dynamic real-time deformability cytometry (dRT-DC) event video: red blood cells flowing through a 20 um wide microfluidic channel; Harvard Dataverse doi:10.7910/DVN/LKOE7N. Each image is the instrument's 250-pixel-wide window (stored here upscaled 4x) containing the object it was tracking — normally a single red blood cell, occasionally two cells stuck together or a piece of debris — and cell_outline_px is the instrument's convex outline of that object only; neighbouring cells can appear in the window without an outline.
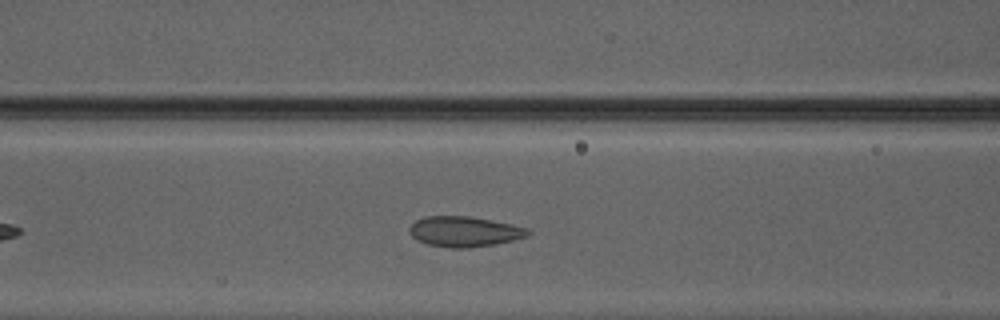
{"species": "Egyptian fruit bat (a non-hibernating species)", "species_latin": "Rousettus aegyptiacus", "temperature_condition": "warm", "stored_images_in_passage": 26, "camera_frame_rate_fps": 3000, "um_per_image_px": 0.085, "animal": {"sex": "male"}, "frame": {"image": 1, "passage_image": 10, "time_ms": 3.0, "image_size_px": [1000, 320], "cell_outline_px": [[532, 232], [528, 236], [496, 244], [468, 248], [452, 248], [428, 244], [412, 236], [408, 232], [408, 228], [416, 220], [424, 216], [468, 216], [512, 224], [524, 228]], "centroid_in_image_um": [39.46, 19.68], "position_along_channel_um": 127.1, "area_um2": 20.81}}
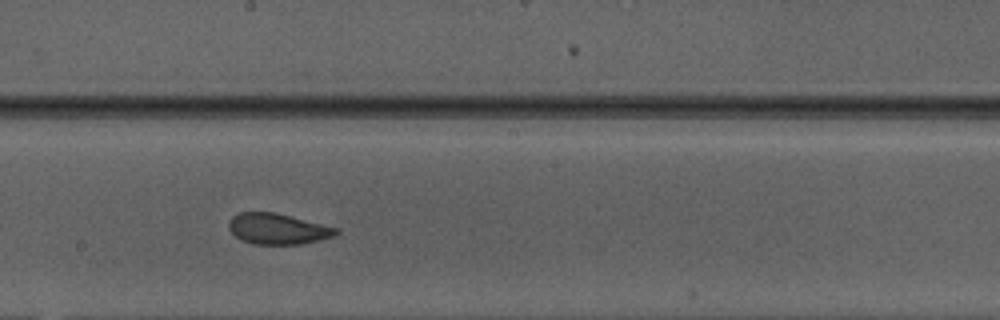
{"frame": {"image": 2, "passage_image": 17, "time_ms": 5.333, "image_size_px": [1000, 320], "cell_outline_px": [[340, 232], [332, 236], [320, 240], [300, 244], [252, 244], [240, 240], [228, 228], [228, 220], [232, 216], [240, 212], [276, 212], [340, 228]], "centroid_in_image_um": [23.6, 19.44], "position_along_channel_um": 224.6, "area_um2": 19.48}}
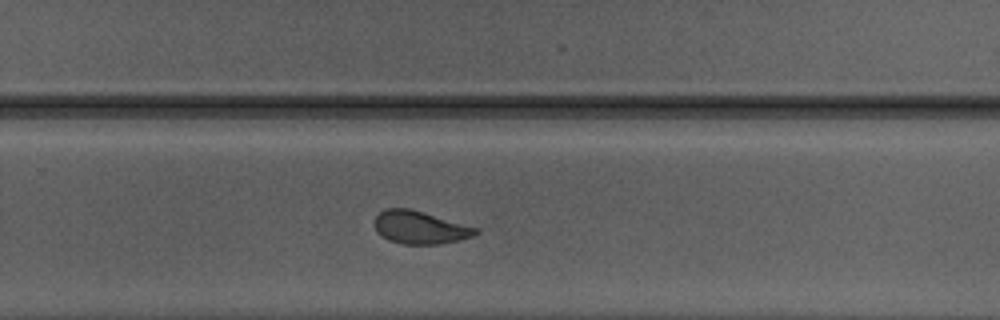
{"frame": {"image": 3, "passage_image": 22, "time_ms": 7.0, "image_size_px": [1000, 320], "cell_outline_px": [[480, 232], [472, 236], [440, 244], [400, 244], [388, 240], [376, 232], [372, 224], [376, 216], [384, 208], [408, 208], [424, 212], [476, 228]], "centroid_in_image_um": [35.61, 19.33], "position_along_channel_um": 294.2, "area_um2": 19.31}}